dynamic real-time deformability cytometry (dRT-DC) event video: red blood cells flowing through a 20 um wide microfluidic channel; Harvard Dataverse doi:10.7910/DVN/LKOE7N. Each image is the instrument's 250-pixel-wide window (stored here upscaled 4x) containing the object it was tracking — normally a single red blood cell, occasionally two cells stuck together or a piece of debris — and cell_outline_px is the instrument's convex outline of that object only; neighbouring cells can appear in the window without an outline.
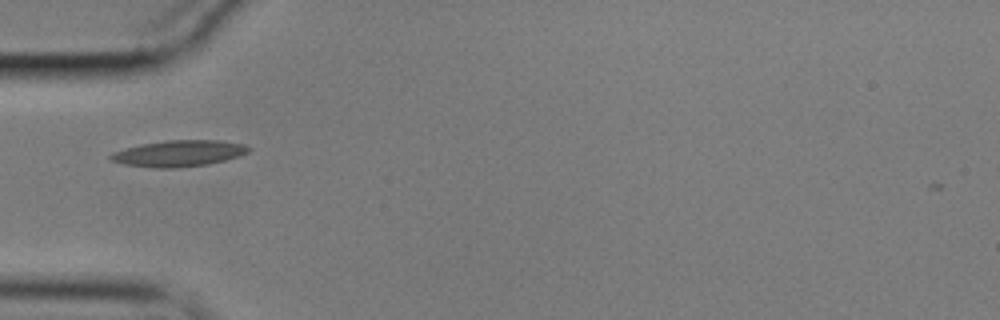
{"species": "common noctule bat (a hibernating species)", "species_latin": "Nyctalus noctula", "temperature_condition": "cold", "stored_images_in_passage": 34, "camera_frame_rate_fps": 3000, "um_per_image_px": 0.085, "animal": {"sex": "male", "body_mass_g": 17.9}, "frame": {"image": 1, "passage_image": 1, "time_ms": 0.0, "image_size_px": [1000, 320], "cell_outline_px": [[252, 148], [248, 152], [240, 156], [208, 164], [176, 168], [152, 168], [124, 164], [112, 160], [108, 156], [112, 152], [140, 144], [168, 140], [220, 140], [244, 144]], "centroid_in_image_um": [15.21, 13.04], "position_along_channel_um": 69.8, "area_um2": 21.15}}
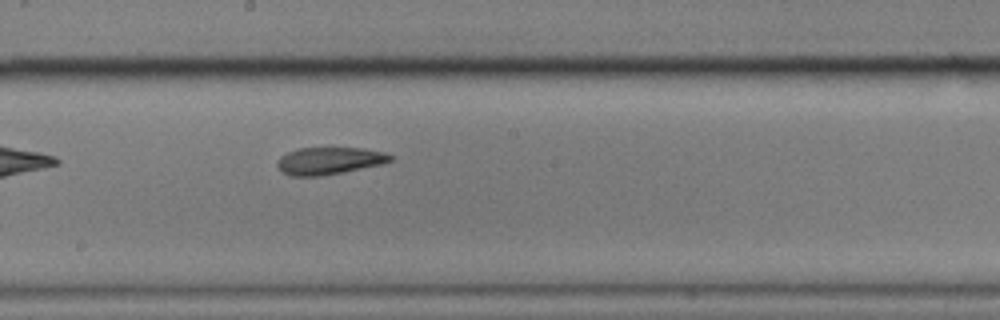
{"frame": {"image": 2, "passage_image": 14, "time_ms": 4.333, "image_size_px": [1000, 320], "cell_outline_px": [[392, 160], [384, 164], [344, 172], [320, 176], [292, 176], [284, 172], [276, 164], [280, 156], [288, 152], [300, 148], [364, 148], [384, 152], [392, 156]], "centroid_in_image_um": [28.02, 13.66], "position_along_channel_um": 220.2, "area_um2": 17.92}}
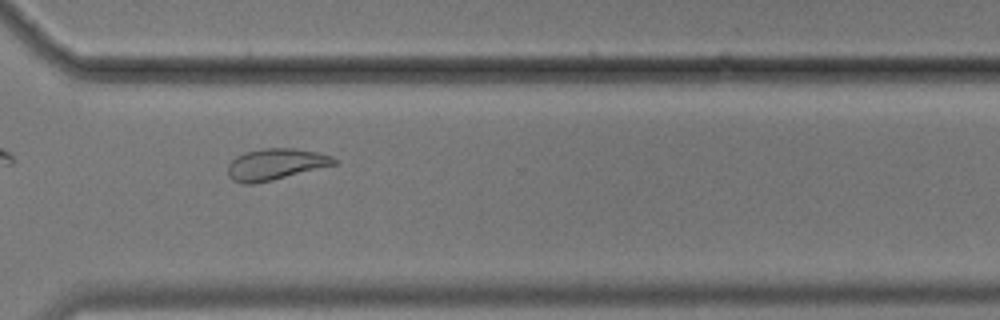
{"frame": {"image": 3, "passage_image": 25, "time_ms": 8.0, "image_size_px": [1000, 320], "cell_outline_px": [[336, 164], [272, 180], [252, 184], [240, 184], [232, 180], [228, 176], [228, 164], [236, 156], [244, 152], [264, 148], [292, 148], [316, 152], [332, 156], [336, 160]], "centroid_in_image_um": [23.37, 13.96], "position_along_channel_um": 347.2, "area_um2": 19.31}, "authors_computed_cell_mechanics": {"area_um2": 19.3341, "velocity_mm_per_s": 3.4718, "shape_relaxation_time_tau1_ms": null, "shape_relaxation_time_tau2_ms": 2.5138, "deformation_change_tau1": null, "deformation_change_tau2": 0.0865}}